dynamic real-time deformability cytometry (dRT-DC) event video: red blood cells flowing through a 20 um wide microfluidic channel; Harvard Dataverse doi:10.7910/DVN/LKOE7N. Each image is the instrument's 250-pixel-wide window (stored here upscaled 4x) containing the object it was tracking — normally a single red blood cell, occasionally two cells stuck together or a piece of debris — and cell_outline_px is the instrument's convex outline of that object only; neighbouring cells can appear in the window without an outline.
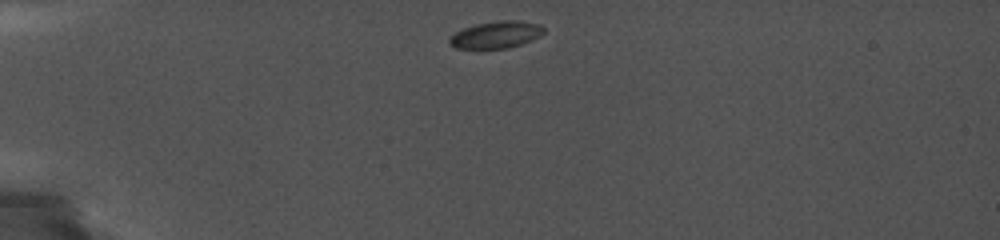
{"species": "common noctule bat (a hibernating species)", "species_latin": "Nyctalus noctula", "temperature_condition": "cold", "stored_images_in_passage": 21, "camera_frame_rate_fps": 5000, "um_per_image_px": 0.085, "animal": {"sex": "female", "body_mass_g": 19.0, "forearm_length_mm": 56.7}, "frame": {"image": 1, "passage_image": 1, "time_ms": 0.0, "image_size_px": [1000, 240], "cell_outline_px": [[544, 32], [540, 36], [532, 40], [508, 48], [456, 48], [448, 44], [448, 36], [464, 28], [476, 24], [500, 20], [520, 20], [540, 24], [544, 28]], "centroid_in_image_um": [42.16, 2.94], "position_along_channel_um": 42.8, "area_um2": 14.91}}